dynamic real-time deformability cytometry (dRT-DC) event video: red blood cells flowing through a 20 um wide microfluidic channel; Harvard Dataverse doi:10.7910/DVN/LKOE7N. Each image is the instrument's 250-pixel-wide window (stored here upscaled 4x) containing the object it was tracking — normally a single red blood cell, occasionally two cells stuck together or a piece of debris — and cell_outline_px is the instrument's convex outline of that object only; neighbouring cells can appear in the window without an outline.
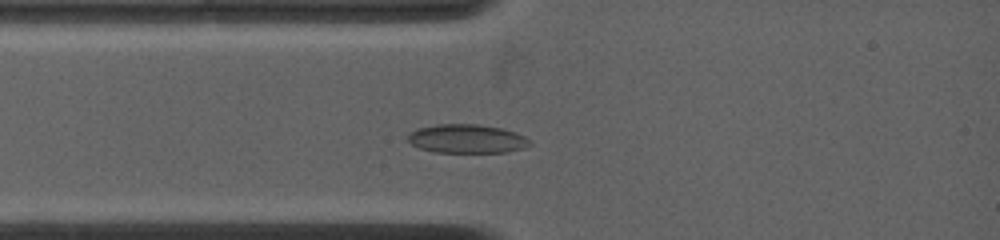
{"species": "common noctule bat (a hibernating species)", "species_latin": "Nyctalus noctula", "temperature_condition": "warm", "stored_images_in_passage": 53, "camera_frame_rate_fps": 4500, "um_per_image_px": 0.085, "animal": {"sex": "female", "body_mass_g": 19.0, "forearm_length_mm": 53.3}, "frame": {"image": 1, "passage_image": 6, "time_ms": 1.111, "image_size_px": [1000, 240], "cell_outline_px": [[532, 144], [520, 148], [504, 152], [436, 152], [420, 148], [412, 144], [408, 140], [408, 132], [420, 128], [436, 124], [480, 124], [500, 128], [524, 136]], "centroid_in_image_um": [39.63, 11.79], "position_along_channel_um": 45.4, "area_um2": 20.11}}
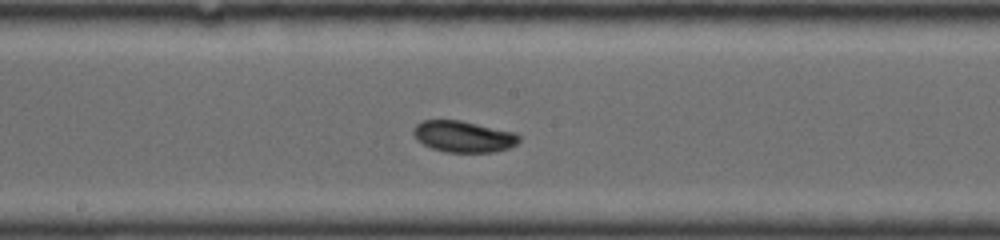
{"frame": {"image": 2, "passage_image": 25, "time_ms": 5.333, "image_size_px": [1000, 240], "cell_outline_px": [[520, 140], [516, 144], [508, 148], [496, 152], [448, 152], [432, 148], [416, 140], [412, 132], [412, 128], [420, 120], [460, 120], [516, 132], [520, 136]], "centroid_in_image_um": [39.38, 11.59], "position_along_channel_um": 208.8, "area_um2": 19.48}}
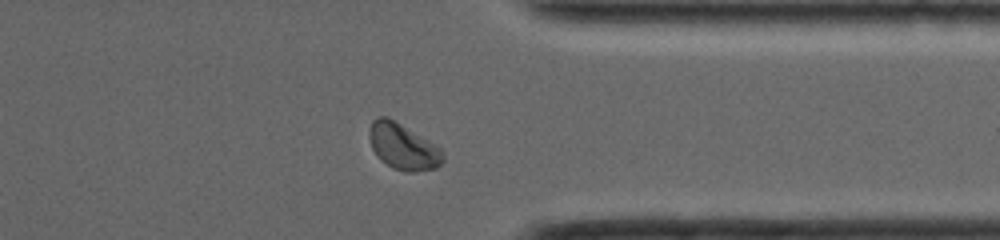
{"frame": {"image": 3, "passage_image": 45, "time_ms": 9.778, "image_size_px": [1000, 240], "cell_outline_px": [[444, 160], [436, 168], [412, 172], [408, 172], [392, 168], [380, 160], [376, 156], [372, 148], [368, 136], [368, 132], [372, 120], [376, 116], [388, 116], [440, 148], [444, 152]], "centroid_in_image_um": [34.21, 12.46], "position_along_channel_um": 377.2, "area_um2": 19.83}, "authors_computed_cell_mechanics": {"area_um2": 19.3052, "velocity_mm_per_s": 3.8699, "shape_relaxation_time_tau1_ms": 5.3267, "shape_relaxation_time_tau2_ms": null, "deformation_change_tau1": 0.0975, "deformation_change_tau2": null}}